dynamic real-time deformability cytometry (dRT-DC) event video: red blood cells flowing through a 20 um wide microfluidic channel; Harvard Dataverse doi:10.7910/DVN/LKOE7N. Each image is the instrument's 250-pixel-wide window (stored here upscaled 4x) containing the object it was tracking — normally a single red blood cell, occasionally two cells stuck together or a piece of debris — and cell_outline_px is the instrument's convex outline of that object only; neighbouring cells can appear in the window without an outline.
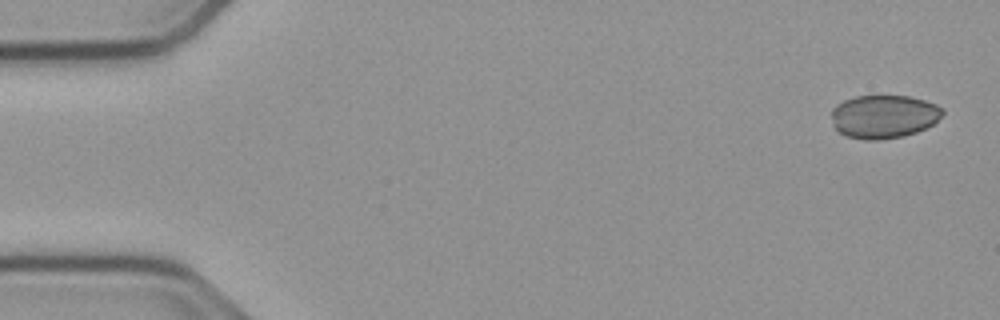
{"species": "common noctule bat (a hibernating species)", "species_latin": "Nyctalus noctula", "temperature_condition": "cold", "stored_images_in_passage": 54, "segment_of_instrument_passage": [1, 2], "camera_frame_rate_fps": 3000, "um_per_image_px": 0.085, "animal": {"sex": "male", "body_mass_g": 23.1, "forearm_length_mm": 52.7}, "frame": {"image": 1, "passage_image": 1, "time_ms": 0.0, "image_size_px": [1000, 320], "cell_outline_px": [[944, 112], [932, 124], [916, 132], [904, 136], [880, 140], [864, 140], [844, 136], [836, 128], [832, 116], [832, 108], [836, 104], [844, 100], [856, 96], [908, 96], [924, 100], [936, 104], [944, 108]], "centroid_in_image_um": [75.11, 9.91], "position_along_channel_um": 9.9, "area_um2": 28.03}}
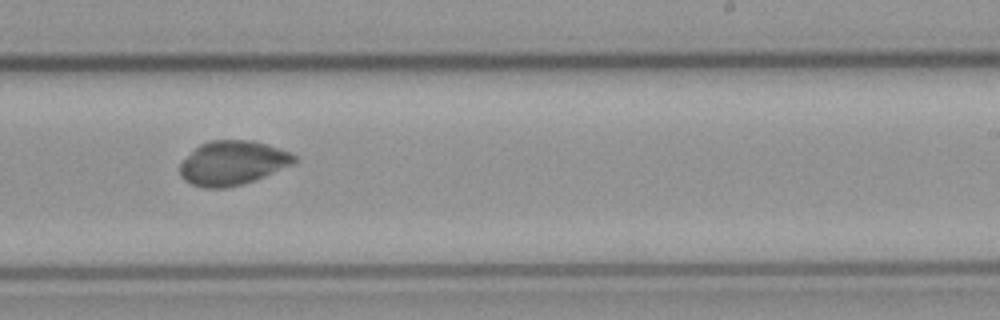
{"frame": {"image": 2, "passage_image": 32, "time_ms": 10.333, "image_size_px": [1000, 320], "cell_outline_px": [[296, 160], [292, 164], [252, 180], [240, 184], [224, 188], [204, 188], [192, 184], [184, 180], [180, 176], [180, 164], [200, 144], [208, 140], [252, 140], [268, 144], [288, 152], [296, 156]], "centroid_in_image_um": [19.73, 13.84], "position_along_channel_um": 269.3, "area_um2": 28.96}}
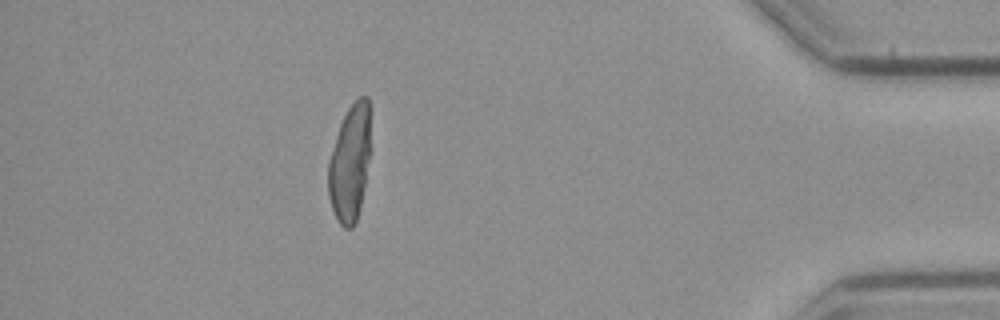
{"frame": {"image": 3, "passage_image": 47, "time_ms": 15.333, "image_size_px": [1000, 320], "cell_outline_px": [[368, 156], [364, 188], [360, 208], [356, 220], [352, 228], [344, 228], [340, 224], [332, 208], [328, 196], [328, 164], [336, 136], [340, 124], [348, 108], [360, 96], [368, 96]], "centroid_in_image_um": [29.7, 13.91], "position_along_channel_um": 405.5, "area_um2": 27.86}}